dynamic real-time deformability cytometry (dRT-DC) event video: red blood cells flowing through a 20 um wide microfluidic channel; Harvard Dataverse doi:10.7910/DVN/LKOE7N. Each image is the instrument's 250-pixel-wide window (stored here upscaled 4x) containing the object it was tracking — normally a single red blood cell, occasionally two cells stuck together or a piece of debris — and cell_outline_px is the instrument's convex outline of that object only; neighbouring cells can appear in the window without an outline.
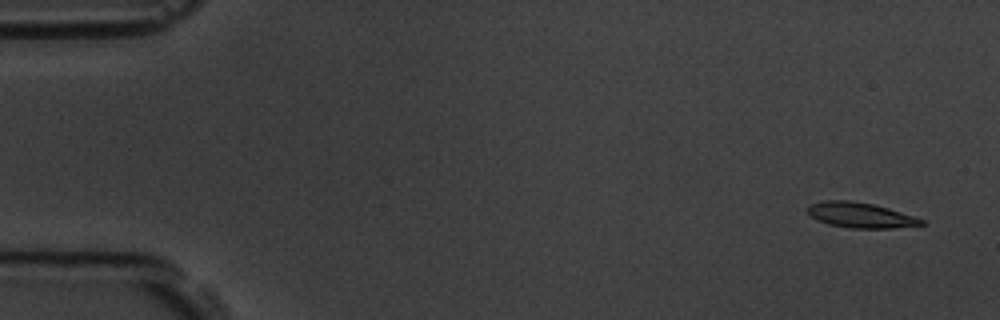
{"species": "common noctule bat (a hibernating species)", "species_latin": "Nyctalus noctula", "temperature_condition": "room temperature", "stored_images_in_passage": 6, "camera_frame_rate_fps": 3000, "um_per_image_px": 0.085, "animal": {"sex": "male", "body_mass_g": 19.5, "forearm_length_mm": 54.6}, "frame": {"image": 1, "passage_image": 1, "time_ms": 0.0, "image_size_px": [1000, 320], "cell_outline_px": [[924, 224], [892, 228], [852, 228], [828, 224], [816, 220], [808, 212], [808, 204], [824, 200], [848, 200], [872, 204], [888, 208], [924, 220]], "centroid_in_image_um": [73.08, 18.28], "position_along_channel_um": 11.9, "area_um2": 16.53}}
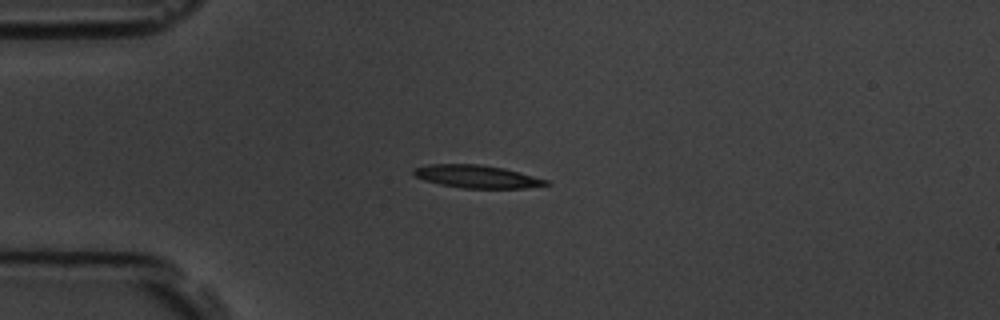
{"frame": {"image": 2, "passage_image": 4, "time_ms": 3.667, "image_size_px": [1000, 320], "cell_outline_px": [[552, 184], [524, 188], [464, 188], [440, 184], [424, 180], [416, 176], [412, 172], [412, 168], [428, 164], [480, 164], [504, 168], [520, 172], [548, 180]], "centroid_in_image_um": [40.53, 15.0], "position_along_channel_um": 44.5, "area_um2": 17.63}}
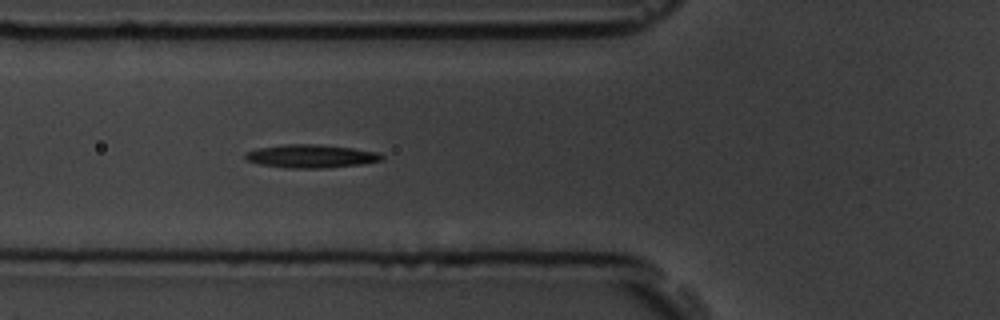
{"frame": {"image": 3, "passage_image": 6, "time_ms": 5.667, "image_size_px": [1000, 320], "cell_outline_px": [[384, 160], [364, 164], [324, 168], [288, 168], [260, 164], [248, 160], [244, 156], [244, 152], [256, 148], [284, 144], [320, 144], [352, 148], [380, 152], [384, 156]], "centroid_in_image_um": [26.47, 13.27], "position_along_channel_um": 99.3, "area_um2": 18.73}}